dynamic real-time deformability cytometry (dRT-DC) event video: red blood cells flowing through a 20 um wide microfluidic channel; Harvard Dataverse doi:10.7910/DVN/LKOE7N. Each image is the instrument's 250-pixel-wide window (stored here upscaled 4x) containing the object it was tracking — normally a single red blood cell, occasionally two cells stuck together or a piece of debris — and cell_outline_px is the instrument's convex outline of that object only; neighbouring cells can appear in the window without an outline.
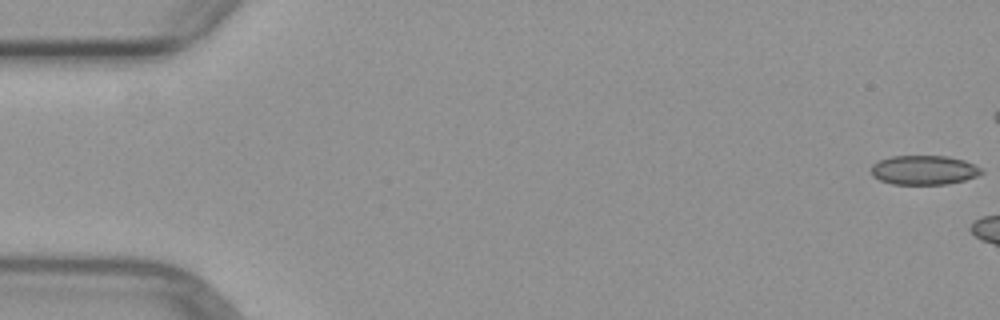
{"species": "common noctule bat (a hibernating species)", "species_latin": "Nyctalus noctula", "temperature_condition": "warm", "stored_images_in_passage": 7, "camera_frame_rate_fps": 3000, "um_per_image_px": 0.085, "animal": {"sex": "female", "body_mass_g": 29.2, "forearm_length_mm": 56.3}, "frame": {"image": 1, "passage_image": 1, "time_ms": 0.0, "image_size_px": [1000, 320], "cell_outline_px": [[984, 172], [976, 176], [964, 180], [948, 184], [892, 184], [880, 180], [872, 176], [872, 164], [880, 160], [892, 156], [948, 156], [964, 160], [980, 168]], "centroid_in_image_um": [78.52, 14.45], "position_along_channel_um": 6.5, "area_um2": 18.73}}